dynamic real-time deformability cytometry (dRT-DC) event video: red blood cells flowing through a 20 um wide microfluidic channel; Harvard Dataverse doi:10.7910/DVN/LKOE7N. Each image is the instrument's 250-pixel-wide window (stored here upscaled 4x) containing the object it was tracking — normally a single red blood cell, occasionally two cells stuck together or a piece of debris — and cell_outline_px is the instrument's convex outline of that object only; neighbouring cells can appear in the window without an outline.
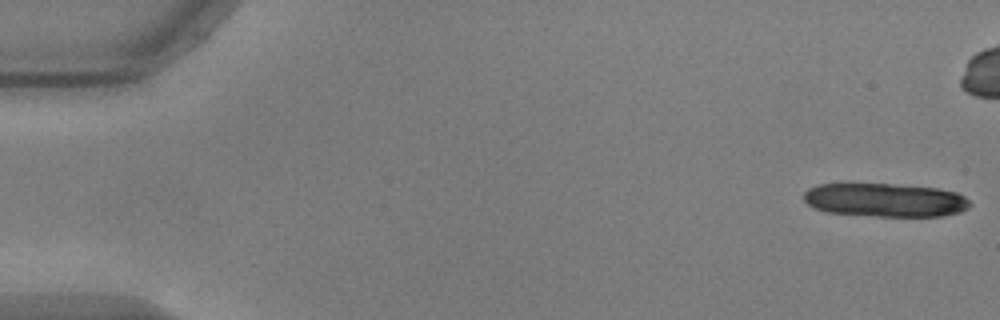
{"species": "common noctule bat (a hibernating species)", "species_latin": "Nyctalus noctula", "temperature_condition": "warm", "stored_images_in_passage": 15, "camera_frame_rate_fps": 3000, "um_per_image_px": 0.085, "animal": {"sex": "male", "body_mass_g": 17.9, "forearm_length_mm": 54.2}, "frame": {"image": 1, "passage_image": 1, "time_ms": 0.0, "image_size_px": [1000, 320], "cell_outline_px": [[972, 204], [968, 208], [960, 212], [940, 216], [876, 216], [828, 212], [812, 208], [804, 200], [804, 192], [808, 188], [816, 184], [840, 180], [852, 180], [940, 188], [956, 192], [964, 196]], "centroid_in_image_um": [75.13, 16.94], "position_along_channel_um": 9.9, "area_um2": 34.04}}